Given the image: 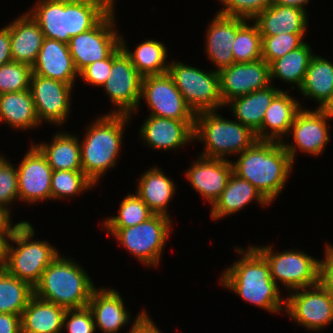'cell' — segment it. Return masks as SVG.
Here are the masks:
<instances>
[{
    "label": "cell",
    "mask_w": 333,
    "mask_h": 333,
    "mask_svg": "<svg viewBox=\"0 0 333 333\" xmlns=\"http://www.w3.org/2000/svg\"><path fill=\"white\" fill-rule=\"evenodd\" d=\"M241 256L223 270L219 279L222 288L235 293L243 301L273 314L285 311L286 298L271 278L267 260L253 247L244 250L235 246ZM241 254V255H240Z\"/></svg>",
    "instance_id": "obj_1"
},
{
    "label": "cell",
    "mask_w": 333,
    "mask_h": 333,
    "mask_svg": "<svg viewBox=\"0 0 333 333\" xmlns=\"http://www.w3.org/2000/svg\"><path fill=\"white\" fill-rule=\"evenodd\" d=\"M116 0H37L28 13L40 25L44 38L68 43L71 37L95 27Z\"/></svg>",
    "instance_id": "obj_2"
},
{
    "label": "cell",
    "mask_w": 333,
    "mask_h": 333,
    "mask_svg": "<svg viewBox=\"0 0 333 333\" xmlns=\"http://www.w3.org/2000/svg\"><path fill=\"white\" fill-rule=\"evenodd\" d=\"M231 163L233 173L249 181L270 204L286 187L294 165L281 142L266 140H257Z\"/></svg>",
    "instance_id": "obj_3"
},
{
    "label": "cell",
    "mask_w": 333,
    "mask_h": 333,
    "mask_svg": "<svg viewBox=\"0 0 333 333\" xmlns=\"http://www.w3.org/2000/svg\"><path fill=\"white\" fill-rule=\"evenodd\" d=\"M98 117L86 126L84 138L79 141L82 171L96 185L110 168L116 166L123 148L124 131L132 118L117 113Z\"/></svg>",
    "instance_id": "obj_4"
},
{
    "label": "cell",
    "mask_w": 333,
    "mask_h": 333,
    "mask_svg": "<svg viewBox=\"0 0 333 333\" xmlns=\"http://www.w3.org/2000/svg\"><path fill=\"white\" fill-rule=\"evenodd\" d=\"M78 262L59 253L44 270L34 295L67 309L86 307L97 287Z\"/></svg>",
    "instance_id": "obj_5"
},
{
    "label": "cell",
    "mask_w": 333,
    "mask_h": 333,
    "mask_svg": "<svg viewBox=\"0 0 333 333\" xmlns=\"http://www.w3.org/2000/svg\"><path fill=\"white\" fill-rule=\"evenodd\" d=\"M32 226L25 220L16 223L8 240L2 268L34 288L41 280L44 270L59 255V250L48 241L34 240L36 233Z\"/></svg>",
    "instance_id": "obj_6"
},
{
    "label": "cell",
    "mask_w": 333,
    "mask_h": 333,
    "mask_svg": "<svg viewBox=\"0 0 333 333\" xmlns=\"http://www.w3.org/2000/svg\"><path fill=\"white\" fill-rule=\"evenodd\" d=\"M217 112L195 113L193 140L204 145L200 156L228 160V156L239 155L258 140L246 125L237 120L225 119Z\"/></svg>",
    "instance_id": "obj_7"
},
{
    "label": "cell",
    "mask_w": 333,
    "mask_h": 333,
    "mask_svg": "<svg viewBox=\"0 0 333 333\" xmlns=\"http://www.w3.org/2000/svg\"><path fill=\"white\" fill-rule=\"evenodd\" d=\"M171 217L154 214L148 220L127 228L104 229L131 255L148 267L159 266L166 242L172 232ZM172 228V229H171Z\"/></svg>",
    "instance_id": "obj_8"
},
{
    "label": "cell",
    "mask_w": 333,
    "mask_h": 333,
    "mask_svg": "<svg viewBox=\"0 0 333 333\" xmlns=\"http://www.w3.org/2000/svg\"><path fill=\"white\" fill-rule=\"evenodd\" d=\"M194 113L225 108L220 90L219 73L202 71L182 61H169L167 72Z\"/></svg>",
    "instance_id": "obj_9"
},
{
    "label": "cell",
    "mask_w": 333,
    "mask_h": 333,
    "mask_svg": "<svg viewBox=\"0 0 333 333\" xmlns=\"http://www.w3.org/2000/svg\"><path fill=\"white\" fill-rule=\"evenodd\" d=\"M268 262L271 278L288 292L318 284L319 260L303 250L274 252L273 246H253Z\"/></svg>",
    "instance_id": "obj_10"
},
{
    "label": "cell",
    "mask_w": 333,
    "mask_h": 333,
    "mask_svg": "<svg viewBox=\"0 0 333 333\" xmlns=\"http://www.w3.org/2000/svg\"><path fill=\"white\" fill-rule=\"evenodd\" d=\"M332 119L327 109L307 110L302 107L296 114L287 138L292 136V143L285 139L281 142L295 164L297 152L317 156L323 154L330 139L328 123Z\"/></svg>",
    "instance_id": "obj_11"
},
{
    "label": "cell",
    "mask_w": 333,
    "mask_h": 333,
    "mask_svg": "<svg viewBox=\"0 0 333 333\" xmlns=\"http://www.w3.org/2000/svg\"><path fill=\"white\" fill-rule=\"evenodd\" d=\"M114 7L95 27L71 37L67 43L78 73L96 61L107 58L119 45Z\"/></svg>",
    "instance_id": "obj_12"
},
{
    "label": "cell",
    "mask_w": 333,
    "mask_h": 333,
    "mask_svg": "<svg viewBox=\"0 0 333 333\" xmlns=\"http://www.w3.org/2000/svg\"><path fill=\"white\" fill-rule=\"evenodd\" d=\"M288 294L285 312L297 326L320 331L333 322V298L319 283Z\"/></svg>",
    "instance_id": "obj_13"
},
{
    "label": "cell",
    "mask_w": 333,
    "mask_h": 333,
    "mask_svg": "<svg viewBox=\"0 0 333 333\" xmlns=\"http://www.w3.org/2000/svg\"><path fill=\"white\" fill-rule=\"evenodd\" d=\"M142 79L143 76L122 51L113 60L108 79L102 86L110 102L115 106V109H111L109 113L128 114L132 117V114L137 113L138 106H141L139 104H141Z\"/></svg>",
    "instance_id": "obj_14"
},
{
    "label": "cell",
    "mask_w": 333,
    "mask_h": 333,
    "mask_svg": "<svg viewBox=\"0 0 333 333\" xmlns=\"http://www.w3.org/2000/svg\"><path fill=\"white\" fill-rule=\"evenodd\" d=\"M140 99L145 101L151 116L195 121V113L168 73L143 77Z\"/></svg>",
    "instance_id": "obj_15"
},
{
    "label": "cell",
    "mask_w": 333,
    "mask_h": 333,
    "mask_svg": "<svg viewBox=\"0 0 333 333\" xmlns=\"http://www.w3.org/2000/svg\"><path fill=\"white\" fill-rule=\"evenodd\" d=\"M73 88L74 86L65 82L38 76L32 72L29 90L40 124L51 123L58 128L67 122L71 112Z\"/></svg>",
    "instance_id": "obj_16"
},
{
    "label": "cell",
    "mask_w": 333,
    "mask_h": 333,
    "mask_svg": "<svg viewBox=\"0 0 333 333\" xmlns=\"http://www.w3.org/2000/svg\"><path fill=\"white\" fill-rule=\"evenodd\" d=\"M52 173L45 156L31 142L28 152L17 165L19 201L34 205L52 200Z\"/></svg>",
    "instance_id": "obj_17"
},
{
    "label": "cell",
    "mask_w": 333,
    "mask_h": 333,
    "mask_svg": "<svg viewBox=\"0 0 333 333\" xmlns=\"http://www.w3.org/2000/svg\"><path fill=\"white\" fill-rule=\"evenodd\" d=\"M218 73L224 106L234 98L271 85L270 65L262 58L253 62L234 63Z\"/></svg>",
    "instance_id": "obj_18"
},
{
    "label": "cell",
    "mask_w": 333,
    "mask_h": 333,
    "mask_svg": "<svg viewBox=\"0 0 333 333\" xmlns=\"http://www.w3.org/2000/svg\"><path fill=\"white\" fill-rule=\"evenodd\" d=\"M233 173L231 160L206 158L197 159L185 171L186 180L210 207L219 199Z\"/></svg>",
    "instance_id": "obj_19"
},
{
    "label": "cell",
    "mask_w": 333,
    "mask_h": 333,
    "mask_svg": "<svg viewBox=\"0 0 333 333\" xmlns=\"http://www.w3.org/2000/svg\"><path fill=\"white\" fill-rule=\"evenodd\" d=\"M194 122L148 115L139 129V140L156 151L181 149L194 141Z\"/></svg>",
    "instance_id": "obj_20"
},
{
    "label": "cell",
    "mask_w": 333,
    "mask_h": 333,
    "mask_svg": "<svg viewBox=\"0 0 333 333\" xmlns=\"http://www.w3.org/2000/svg\"><path fill=\"white\" fill-rule=\"evenodd\" d=\"M247 19L229 17L216 13L206 28V43H204L207 58L215 66L216 71L227 68L235 63L233 43L237 31L247 22Z\"/></svg>",
    "instance_id": "obj_21"
},
{
    "label": "cell",
    "mask_w": 333,
    "mask_h": 333,
    "mask_svg": "<svg viewBox=\"0 0 333 333\" xmlns=\"http://www.w3.org/2000/svg\"><path fill=\"white\" fill-rule=\"evenodd\" d=\"M87 306L96 329L103 333H117L131 322L132 314L125 308L123 297L115 289L95 288Z\"/></svg>",
    "instance_id": "obj_22"
},
{
    "label": "cell",
    "mask_w": 333,
    "mask_h": 333,
    "mask_svg": "<svg viewBox=\"0 0 333 333\" xmlns=\"http://www.w3.org/2000/svg\"><path fill=\"white\" fill-rule=\"evenodd\" d=\"M35 75L43 76L76 86L77 72L68 44L55 39L44 38L42 47L32 66Z\"/></svg>",
    "instance_id": "obj_23"
},
{
    "label": "cell",
    "mask_w": 333,
    "mask_h": 333,
    "mask_svg": "<svg viewBox=\"0 0 333 333\" xmlns=\"http://www.w3.org/2000/svg\"><path fill=\"white\" fill-rule=\"evenodd\" d=\"M289 94L282 90L273 99L256 133L258 140L282 142L287 137L296 114L303 107L299 100Z\"/></svg>",
    "instance_id": "obj_24"
},
{
    "label": "cell",
    "mask_w": 333,
    "mask_h": 333,
    "mask_svg": "<svg viewBox=\"0 0 333 333\" xmlns=\"http://www.w3.org/2000/svg\"><path fill=\"white\" fill-rule=\"evenodd\" d=\"M6 26L10 29L13 61L32 67L44 40L40 25L25 11Z\"/></svg>",
    "instance_id": "obj_25"
},
{
    "label": "cell",
    "mask_w": 333,
    "mask_h": 333,
    "mask_svg": "<svg viewBox=\"0 0 333 333\" xmlns=\"http://www.w3.org/2000/svg\"><path fill=\"white\" fill-rule=\"evenodd\" d=\"M252 201L262 207L271 205L249 181L232 173L226 188L211 207L210 218L217 221L234 215Z\"/></svg>",
    "instance_id": "obj_26"
},
{
    "label": "cell",
    "mask_w": 333,
    "mask_h": 333,
    "mask_svg": "<svg viewBox=\"0 0 333 333\" xmlns=\"http://www.w3.org/2000/svg\"><path fill=\"white\" fill-rule=\"evenodd\" d=\"M307 13L293 6L271 5L252 21L257 25L261 36L306 33L309 23Z\"/></svg>",
    "instance_id": "obj_27"
},
{
    "label": "cell",
    "mask_w": 333,
    "mask_h": 333,
    "mask_svg": "<svg viewBox=\"0 0 333 333\" xmlns=\"http://www.w3.org/2000/svg\"><path fill=\"white\" fill-rule=\"evenodd\" d=\"M136 194L150 208L154 214L168 217L169 203L175 195V184L161 168L154 166L144 171L136 180Z\"/></svg>",
    "instance_id": "obj_28"
},
{
    "label": "cell",
    "mask_w": 333,
    "mask_h": 333,
    "mask_svg": "<svg viewBox=\"0 0 333 333\" xmlns=\"http://www.w3.org/2000/svg\"><path fill=\"white\" fill-rule=\"evenodd\" d=\"M282 90L270 85L250 94L234 98L225 107L230 106V112L233 113L232 116L235 117V120L242 125H246L256 134L262 126L267 108Z\"/></svg>",
    "instance_id": "obj_29"
},
{
    "label": "cell",
    "mask_w": 333,
    "mask_h": 333,
    "mask_svg": "<svg viewBox=\"0 0 333 333\" xmlns=\"http://www.w3.org/2000/svg\"><path fill=\"white\" fill-rule=\"evenodd\" d=\"M299 92L304 99L313 98L318 109H327L333 102V63L315 53Z\"/></svg>",
    "instance_id": "obj_30"
},
{
    "label": "cell",
    "mask_w": 333,
    "mask_h": 333,
    "mask_svg": "<svg viewBox=\"0 0 333 333\" xmlns=\"http://www.w3.org/2000/svg\"><path fill=\"white\" fill-rule=\"evenodd\" d=\"M46 143L34 144L47 159L52 170L82 171L80 138L68 131H58ZM79 138V139H78Z\"/></svg>",
    "instance_id": "obj_31"
},
{
    "label": "cell",
    "mask_w": 333,
    "mask_h": 333,
    "mask_svg": "<svg viewBox=\"0 0 333 333\" xmlns=\"http://www.w3.org/2000/svg\"><path fill=\"white\" fill-rule=\"evenodd\" d=\"M65 311V308L34 295L21 315L22 333H63Z\"/></svg>",
    "instance_id": "obj_32"
},
{
    "label": "cell",
    "mask_w": 333,
    "mask_h": 333,
    "mask_svg": "<svg viewBox=\"0 0 333 333\" xmlns=\"http://www.w3.org/2000/svg\"><path fill=\"white\" fill-rule=\"evenodd\" d=\"M0 122L21 131L40 126L29 89L0 94Z\"/></svg>",
    "instance_id": "obj_33"
},
{
    "label": "cell",
    "mask_w": 333,
    "mask_h": 333,
    "mask_svg": "<svg viewBox=\"0 0 333 333\" xmlns=\"http://www.w3.org/2000/svg\"><path fill=\"white\" fill-rule=\"evenodd\" d=\"M120 35V46L123 52L130 58L132 65L143 76L160 75L168 72V50L161 41L146 39L138 44L134 51H130Z\"/></svg>",
    "instance_id": "obj_34"
},
{
    "label": "cell",
    "mask_w": 333,
    "mask_h": 333,
    "mask_svg": "<svg viewBox=\"0 0 333 333\" xmlns=\"http://www.w3.org/2000/svg\"><path fill=\"white\" fill-rule=\"evenodd\" d=\"M312 47L305 42L291 52H288L281 58L270 64V80L279 79L285 83L291 84L290 88L294 90L302 86L309 63L314 55ZM273 80V81H272Z\"/></svg>",
    "instance_id": "obj_35"
},
{
    "label": "cell",
    "mask_w": 333,
    "mask_h": 333,
    "mask_svg": "<svg viewBox=\"0 0 333 333\" xmlns=\"http://www.w3.org/2000/svg\"><path fill=\"white\" fill-rule=\"evenodd\" d=\"M34 296V288L0 268V313L21 316Z\"/></svg>",
    "instance_id": "obj_36"
},
{
    "label": "cell",
    "mask_w": 333,
    "mask_h": 333,
    "mask_svg": "<svg viewBox=\"0 0 333 333\" xmlns=\"http://www.w3.org/2000/svg\"><path fill=\"white\" fill-rule=\"evenodd\" d=\"M153 215L154 213L136 193H130L120 202L118 214L105 218L101 225L104 229L127 228L138 225Z\"/></svg>",
    "instance_id": "obj_37"
},
{
    "label": "cell",
    "mask_w": 333,
    "mask_h": 333,
    "mask_svg": "<svg viewBox=\"0 0 333 333\" xmlns=\"http://www.w3.org/2000/svg\"><path fill=\"white\" fill-rule=\"evenodd\" d=\"M83 171L53 170L51 194L53 200L74 198L95 187Z\"/></svg>",
    "instance_id": "obj_38"
},
{
    "label": "cell",
    "mask_w": 333,
    "mask_h": 333,
    "mask_svg": "<svg viewBox=\"0 0 333 333\" xmlns=\"http://www.w3.org/2000/svg\"><path fill=\"white\" fill-rule=\"evenodd\" d=\"M252 23L248 20L236 33L232 47L235 63L253 62L262 58V36L257 25Z\"/></svg>",
    "instance_id": "obj_39"
},
{
    "label": "cell",
    "mask_w": 333,
    "mask_h": 333,
    "mask_svg": "<svg viewBox=\"0 0 333 333\" xmlns=\"http://www.w3.org/2000/svg\"><path fill=\"white\" fill-rule=\"evenodd\" d=\"M307 33H281L262 36V59L269 65L292 50L303 45Z\"/></svg>",
    "instance_id": "obj_40"
},
{
    "label": "cell",
    "mask_w": 333,
    "mask_h": 333,
    "mask_svg": "<svg viewBox=\"0 0 333 333\" xmlns=\"http://www.w3.org/2000/svg\"><path fill=\"white\" fill-rule=\"evenodd\" d=\"M15 200L19 201L17 167L5 154H0V208L9 217L12 216L10 206Z\"/></svg>",
    "instance_id": "obj_41"
},
{
    "label": "cell",
    "mask_w": 333,
    "mask_h": 333,
    "mask_svg": "<svg viewBox=\"0 0 333 333\" xmlns=\"http://www.w3.org/2000/svg\"><path fill=\"white\" fill-rule=\"evenodd\" d=\"M32 67L11 61L0 66V94L28 90Z\"/></svg>",
    "instance_id": "obj_42"
},
{
    "label": "cell",
    "mask_w": 333,
    "mask_h": 333,
    "mask_svg": "<svg viewBox=\"0 0 333 333\" xmlns=\"http://www.w3.org/2000/svg\"><path fill=\"white\" fill-rule=\"evenodd\" d=\"M218 2L223 6L218 14L250 21L272 5V0H218Z\"/></svg>",
    "instance_id": "obj_43"
},
{
    "label": "cell",
    "mask_w": 333,
    "mask_h": 333,
    "mask_svg": "<svg viewBox=\"0 0 333 333\" xmlns=\"http://www.w3.org/2000/svg\"><path fill=\"white\" fill-rule=\"evenodd\" d=\"M119 45L107 58L91 63L85 67L80 73L79 77L86 82V84L101 87L105 84L110 74L113 60L122 52Z\"/></svg>",
    "instance_id": "obj_44"
},
{
    "label": "cell",
    "mask_w": 333,
    "mask_h": 333,
    "mask_svg": "<svg viewBox=\"0 0 333 333\" xmlns=\"http://www.w3.org/2000/svg\"><path fill=\"white\" fill-rule=\"evenodd\" d=\"M64 329L68 333H95L96 327L93 315L88 306L78 309H67L63 317Z\"/></svg>",
    "instance_id": "obj_45"
},
{
    "label": "cell",
    "mask_w": 333,
    "mask_h": 333,
    "mask_svg": "<svg viewBox=\"0 0 333 333\" xmlns=\"http://www.w3.org/2000/svg\"><path fill=\"white\" fill-rule=\"evenodd\" d=\"M324 258L319 260L318 283L333 298V245L326 243Z\"/></svg>",
    "instance_id": "obj_46"
},
{
    "label": "cell",
    "mask_w": 333,
    "mask_h": 333,
    "mask_svg": "<svg viewBox=\"0 0 333 333\" xmlns=\"http://www.w3.org/2000/svg\"><path fill=\"white\" fill-rule=\"evenodd\" d=\"M149 313L144 309L141 310L131 324L128 333H163L155 324Z\"/></svg>",
    "instance_id": "obj_47"
},
{
    "label": "cell",
    "mask_w": 333,
    "mask_h": 333,
    "mask_svg": "<svg viewBox=\"0 0 333 333\" xmlns=\"http://www.w3.org/2000/svg\"><path fill=\"white\" fill-rule=\"evenodd\" d=\"M0 333H22L21 316L0 313Z\"/></svg>",
    "instance_id": "obj_48"
},
{
    "label": "cell",
    "mask_w": 333,
    "mask_h": 333,
    "mask_svg": "<svg viewBox=\"0 0 333 333\" xmlns=\"http://www.w3.org/2000/svg\"><path fill=\"white\" fill-rule=\"evenodd\" d=\"M11 61L10 29L4 26L0 29V66Z\"/></svg>",
    "instance_id": "obj_49"
},
{
    "label": "cell",
    "mask_w": 333,
    "mask_h": 333,
    "mask_svg": "<svg viewBox=\"0 0 333 333\" xmlns=\"http://www.w3.org/2000/svg\"><path fill=\"white\" fill-rule=\"evenodd\" d=\"M15 226L16 224H0V268L4 264L8 240Z\"/></svg>",
    "instance_id": "obj_50"
},
{
    "label": "cell",
    "mask_w": 333,
    "mask_h": 333,
    "mask_svg": "<svg viewBox=\"0 0 333 333\" xmlns=\"http://www.w3.org/2000/svg\"><path fill=\"white\" fill-rule=\"evenodd\" d=\"M310 1L311 0H272V5L293 6L307 11L306 6Z\"/></svg>",
    "instance_id": "obj_51"
},
{
    "label": "cell",
    "mask_w": 333,
    "mask_h": 333,
    "mask_svg": "<svg viewBox=\"0 0 333 333\" xmlns=\"http://www.w3.org/2000/svg\"><path fill=\"white\" fill-rule=\"evenodd\" d=\"M12 217H9L1 208H0V224H12Z\"/></svg>",
    "instance_id": "obj_52"
},
{
    "label": "cell",
    "mask_w": 333,
    "mask_h": 333,
    "mask_svg": "<svg viewBox=\"0 0 333 333\" xmlns=\"http://www.w3.org/2000/svg\"><path fill=\"white\" fill-rule=\"evenodd\" d=\"M327 111L330 114V116L333 118V102L329 105Z\"/></svg>",
    "instance_id": "obj_53"
}]
</instances>
